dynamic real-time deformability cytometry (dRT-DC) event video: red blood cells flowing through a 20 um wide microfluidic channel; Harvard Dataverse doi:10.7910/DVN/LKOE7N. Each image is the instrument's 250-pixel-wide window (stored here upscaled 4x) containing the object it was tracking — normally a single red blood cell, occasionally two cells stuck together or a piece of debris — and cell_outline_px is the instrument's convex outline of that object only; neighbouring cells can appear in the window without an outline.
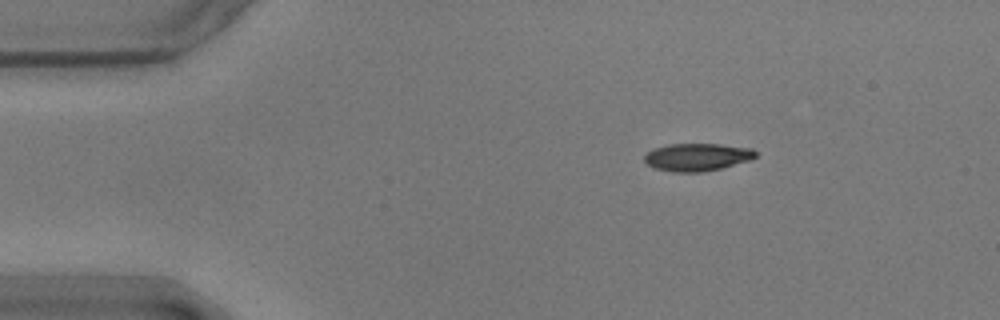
{"species": "common noctule bat (a hibernating species)", "species_latin": "Nyctalus noctula", "temperature_condition": "warm", "stored_images_in_passage": 12, "camera_frame_rate_fps": 3000, "um_per_image_px": 0.085, "animal": {"sex": "male", "body_mass_g": 17.9}, "frame": {"image": 1, "passage_image": 1, "time_ms": 0.0, "image_size_px": [1000, 320], "cell_outline_px": [[756, 156], [752, 160], [704, 172], [672, 172], [652, 168], [644, 160], [644, 156], [652, 148], [668, 144], [720, 144], [752, 148], [756, 152]], "centroid_in_image_um": [59.24, 13.35], "position_along_channel_um": 25.8, "area_um2": 18.09}}
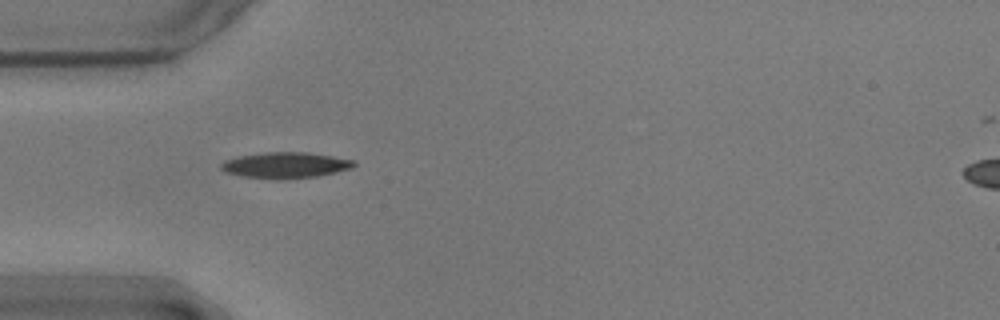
{"frame": {"image": 2, "passage_image": 9, "time_ms": 2.667, "image_size_px": [1000, 320], "cell_outline_px": [[356, 164], [352, 168], [336, 172], [316, 176], [284, 180], [272, 180], [244, 176], [228, 172], [220, 168], [220, 164], [224, 160], [236, 156], [264, 152], [308, 152], [356, 160]], "centroid_in_image_um": [24.27, 14.04], "position_along_channel_um": 60.7, "area_um2": 20.35}}